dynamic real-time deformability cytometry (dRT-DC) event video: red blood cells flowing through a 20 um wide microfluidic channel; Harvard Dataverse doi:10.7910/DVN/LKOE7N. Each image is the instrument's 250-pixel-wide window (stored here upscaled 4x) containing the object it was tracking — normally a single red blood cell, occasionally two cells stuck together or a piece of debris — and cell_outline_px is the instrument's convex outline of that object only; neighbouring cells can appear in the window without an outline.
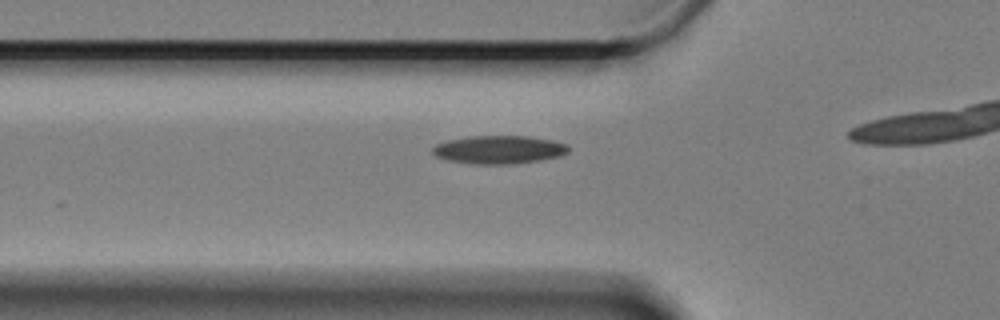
{"species": "Egyptian fruit bat (a non-hibernating species)", "species_latin": "Rousettus aegyptiacus", "temperature_condition": "cold", "stored_images_in_passage": 17, "camera_frame_rate_fps": 3000, "um_per_image_px": 0.085, "animal": {"sex": "female"}, "frame": {"image": 1, "passage_image": 14, "time_ms": 4.333, "image_size_px": [1000, 320], "cell_outline_px": [[568, 152], [560, 156], [540, 160], [516, 164], [472, 164], [448, 160], [436, 156], [432, 152], [432, 148], [436, 144], [448, 140], [468, 136], [528, 136], [552, 140], [568, 144]], "centroid_in_image_um": [42.42, 12.72], "position_along_channel_um": 83.4, "area_um2": 22.43}}